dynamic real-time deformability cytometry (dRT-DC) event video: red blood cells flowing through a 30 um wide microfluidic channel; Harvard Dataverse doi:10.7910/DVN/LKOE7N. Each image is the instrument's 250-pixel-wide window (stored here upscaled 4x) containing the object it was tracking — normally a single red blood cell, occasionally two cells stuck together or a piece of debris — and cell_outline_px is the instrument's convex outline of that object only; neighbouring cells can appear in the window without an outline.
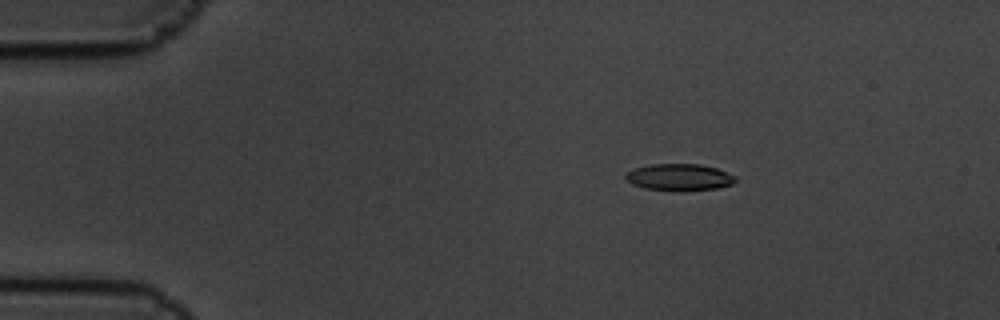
{"species": "common noctule bat (a hibernating species)", "species_latin": "Nyctalus noctula", "temperature_condition": "cold", "stored_images_in_passage": 6, "camera_frame_rate_fps": 3000, "um_per_image_px": 0.085, "animal": {"sex": "male", "body_mass_g": 19.5, "forearm_length_mm": 54.6}, "frame": {"image": 1, "passage_image": 4, "time_ms": 1.0, "image_size_px": [1000, 320], "cell_outline_px": [[736, 180], [732, 184], [716, 188], [680, 192], [644, 188], [632, 184], [624, 180], [624, 176], [628, 172], [636, 168], [648, 164], [700, 164], [716, 168], [736, 176]], "centroid_in_image_um": [57.72, 15.07], "position_along_channel_um": 27.3, "area_um2": 17.34}}